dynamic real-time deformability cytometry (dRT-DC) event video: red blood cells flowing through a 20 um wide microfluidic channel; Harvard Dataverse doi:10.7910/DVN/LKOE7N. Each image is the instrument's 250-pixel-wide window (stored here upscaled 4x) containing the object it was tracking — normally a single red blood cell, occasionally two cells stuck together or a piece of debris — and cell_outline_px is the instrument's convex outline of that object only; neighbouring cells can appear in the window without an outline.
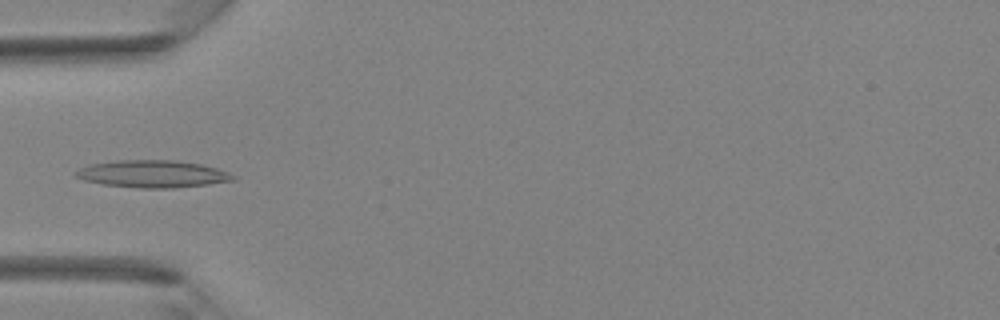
{"species": "Egyptian fruit bat (a non-hibernating species)", "species_latin": "Rousettus aegyptiacus", "temperature_condition": "room temperature", "stored_images_in_passage": 4, "camera_frame_rate_fps": 3000, "um_per_image_px": 0.085, "animal": {"sex": "female"}, "frame": {"image": 1, "passage_image": 4, "time_ms": 3.333, "image_size_px": [1000, 320], "cell_outline_px": [[236, 180], [208, 184], [172, 188], [136, 188], [104, 184], [84, 180], [76, 176], [72, 172], [88, 164], [116, 160], [172, 160], [200, 164], [216, 168], [228, 172], [236, 176]], "centroid_in_image_um": [12.95, 14.78], "position_along_channel_um": 72.1, "area_um2": 25.03}}